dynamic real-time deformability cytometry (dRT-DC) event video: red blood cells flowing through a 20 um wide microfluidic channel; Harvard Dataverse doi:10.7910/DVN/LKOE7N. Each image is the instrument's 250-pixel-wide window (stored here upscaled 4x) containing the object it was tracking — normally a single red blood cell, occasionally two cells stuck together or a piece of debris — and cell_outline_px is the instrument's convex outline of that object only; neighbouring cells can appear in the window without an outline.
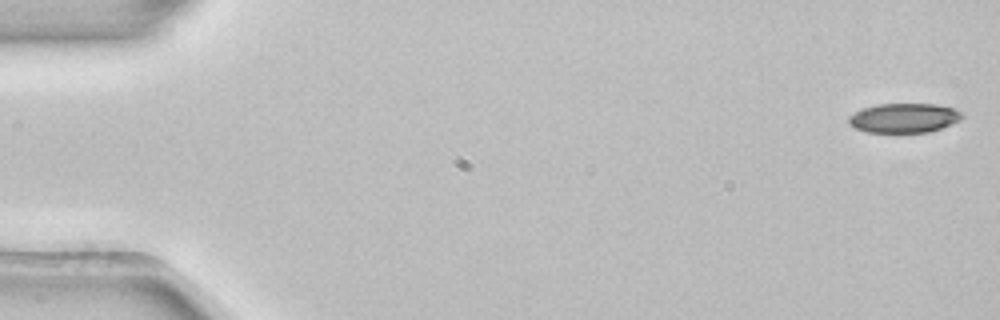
{"species": "common noctule bat (a hibernating species)", "species_latin": "Nyctalus noctula", "temperature_condition": "room temperature", "stored_images_in_passage": 4, "camera_frame_rate_fps": 3000, "um_per_image_px": 0.085, "animal": {"sex": "female", "body_mass_g": 22.7, "forearm_length_mm": 54.2}, "frame": {"image": 1, "passage_image": 1, "time_ms": 0.0, "image_size_px": [1000, 320], "cell_outline_px": [[964, 116], [960, 120], [940, 128], [928, 132], [868, 132], [856, 128], [848, 124], [848, 116], [864, 108], [876, 104], [936, 104], [952, 108], [960, 112]], "centroid_in_image_um": [76.82, 10.02], "position_along_channel_um": 8.2, "area_um2": 19.25}}
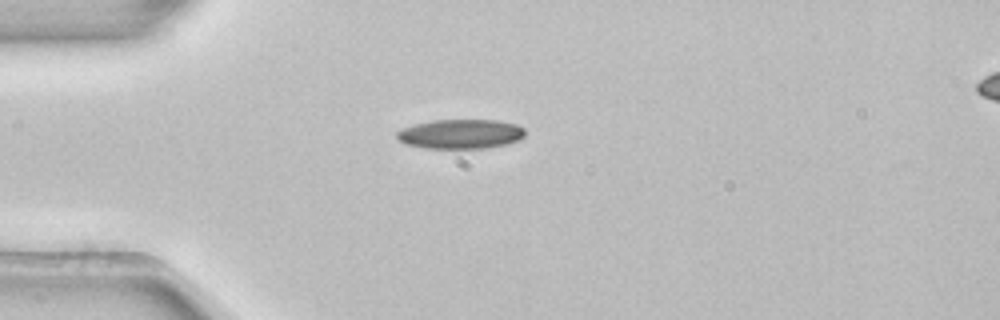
{"frame": {"image": 2, "passage_image": 4, "time_ms": 1.0, "image_size_px": [1000, 320], "cell_outline_px": [[524, 136], [520, 140], [508, 144], [484, 148], [424, 148], [404, 144], [396, 136], [396, 132], [404, 128], [416, 124], [432, 120], [496, 120], [516, 124], [524, 128]], "centroid_in_image_um": [39.17, 11.39], "position_along_channel_um": 45.8, "area_um2": 22.02}}